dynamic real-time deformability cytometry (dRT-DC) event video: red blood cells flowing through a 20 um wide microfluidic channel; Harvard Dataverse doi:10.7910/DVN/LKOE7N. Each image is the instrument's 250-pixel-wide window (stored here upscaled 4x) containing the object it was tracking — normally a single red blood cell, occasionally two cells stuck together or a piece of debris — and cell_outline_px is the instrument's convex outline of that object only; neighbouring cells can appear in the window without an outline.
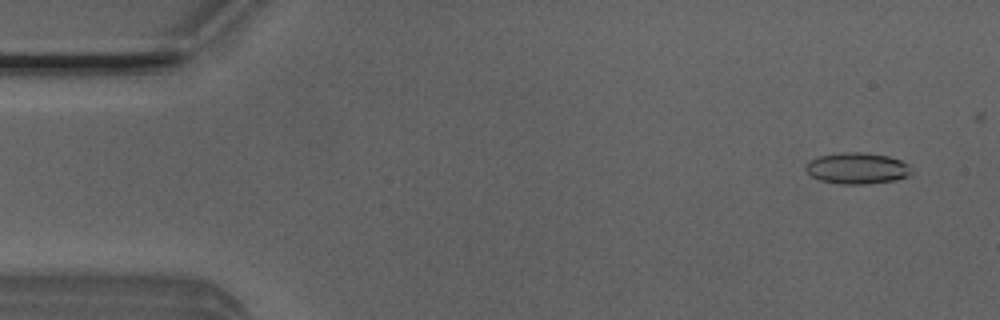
{"species": "Egyptian fruit bat (a non-hibernating species)", "species_latin": "Rousettus aegyptiacus", "temperature_condition": "room temperature", "stored_images_in_passage": 6, "camera_frame_rate_fps": 3000, "um_per_image_px": 0.085, "animal": {"sex": "male"}, "frame": {"image": 1, "passage_image": 3, "time_ms": 0.667, "image_size_px": [1000, 320], "cell_outline_px": [[912, 172], [908, 176], [896, 180], [864, 184], [844, 184], [820, 180], [812, 176], [804, 168], [804, 164], [808, 160], [816, 156], [840, 152], [864, 152], [888, 156], [900, 160], [908, 164]], "centroid_in_image_um": [72.82, 14.29], "position_along_channel_um": 12.2, "area_um2": 19.42}}